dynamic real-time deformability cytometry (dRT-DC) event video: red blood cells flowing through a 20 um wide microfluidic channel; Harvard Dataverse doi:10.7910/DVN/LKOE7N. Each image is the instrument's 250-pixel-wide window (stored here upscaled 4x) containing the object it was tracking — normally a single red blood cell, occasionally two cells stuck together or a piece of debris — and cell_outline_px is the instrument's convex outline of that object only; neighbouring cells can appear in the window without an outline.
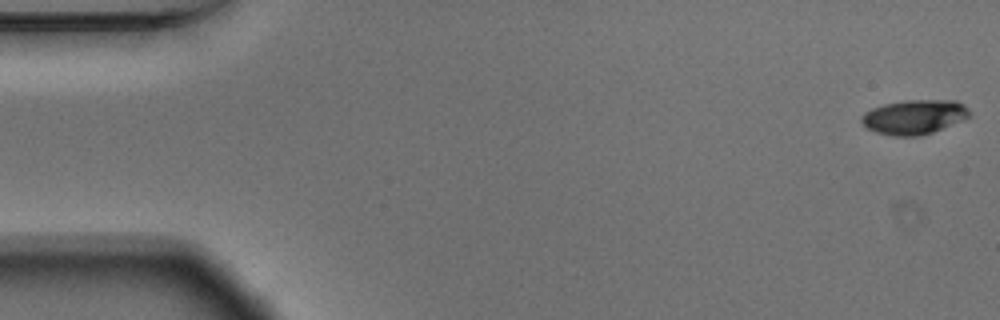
{"species": "Egyptian fruit bat (a non-hibernating species)", "species_latin": "Rousettus aegyptiacus", "temperature_condition": "warm", "stored_images_in_passage": 54, "camera_frame_rate_fps": 3000, "um_per_image_px": 0.085, "animal": {"sex": "male"}, "frame": {"image": 1, "passage_image": 1, "time_ms": 0.0, "image_size_px": [1000, 320], "cell_outline_px": [[972, 116], [964, 120], [932, 132], [920, 136], [892, 136], [876, 132], [868, 128], [860, 120], [860, 116], [864, 112], [872, 108], [884, 104], [904, 100], [956, 100], [964, 104], [972, 112]], "centroid_in_image_um": [77.74, 9.93], "position_along_channel_um": 7.3, "area_um2": 21.96}}
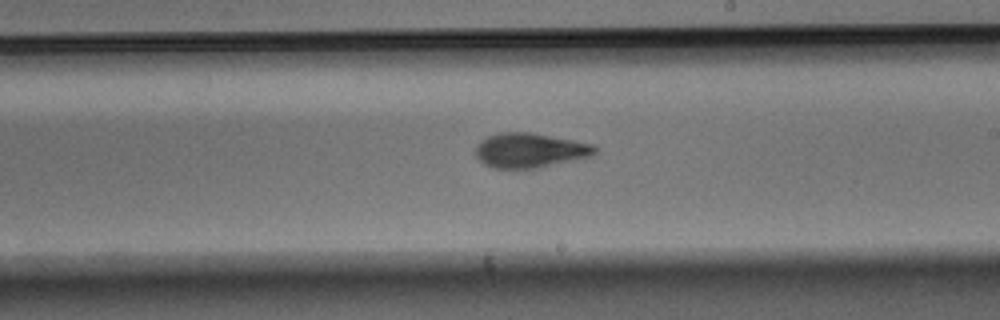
{"frame": {"image": 2, "passage_image": 31, "time_ms": 10.0, "image_size_px": [1000, 320], "cell_outline_px": [[600, 148], [592, 156], [536, 168], [496, 168], [484, 164], [476, 156], [476, 144], [480, 140], [488, 136], [500, 132], [528, 132], [572, 140], [592, 144]], "centroid_in_image_um": [45.03, 12.77], "position_along_channel_um": 244.0, "area_um2": 23.93}}
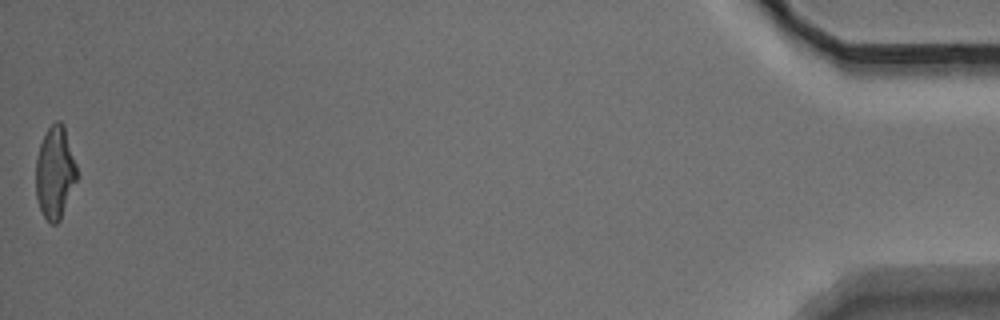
{"frame": {"image": 3, "passage_image": 54, "time_ms": 17.667, "image_size_px": [1000, 320], "cell_outline_px": [[80, 176], [60, 220], [56, 224], [52, 224], [44, 216], [40, 208], [36, 196], [36, 156], [40, 144], [48, 128], [56, 120], [60, 120], [64, 124]], "centroid_in_image_um": [4.71, 14.66], "position_along_channel_um": 430.5, "area_um2": 22.48}, "authors_computed_cell_mechanics": {"area_um2": 23.0333, "velocity_mm_per_s": 3.724, "shape_relaxation_time_tau1_ms": 3.5549, "shape_relaxation_time_tau2_ms": 2.0169, "deformation_change_tau1": 0.1565, "deformation_change_tau2": 0.0907}}